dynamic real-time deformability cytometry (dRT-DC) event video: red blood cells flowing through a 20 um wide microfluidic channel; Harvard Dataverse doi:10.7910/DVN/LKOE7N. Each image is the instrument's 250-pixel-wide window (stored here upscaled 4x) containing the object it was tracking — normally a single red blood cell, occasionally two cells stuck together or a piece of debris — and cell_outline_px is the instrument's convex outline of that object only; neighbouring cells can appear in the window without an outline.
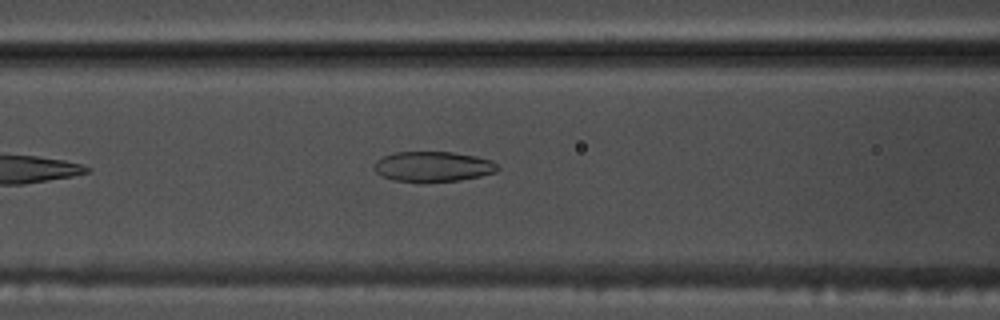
{"species": "common noctule bat (a hibernating species)", "species_latin": "Nyctalus noctula", "temperature_condition": "warm", "stored_images_in_passage": 20, "camera_frame_rate_fps": 3000, "um_per_image_px": 0.085, "animal": {"sex": "male", "body_mass_g": 17.5, "forearm_length_mm": 52.3}, "frame": {"image": 1, "passage_image": 6, "time_ms": 1.667, "image_size_px": [1000, 320], "cell_outline_px": [[500, 168], [496, 172], [480, 176], [460, 180], [420, 184], [392, 180], [376, 172], [372, 168], [372, 164], [376, 160], [384, 156], [396, 152], [452, 152], [476, 156], [492, 160]], "centroid_in_image_um": [36.77, 14.18], "position_along_channel_um": 129.8, "area_um2": 22.31}}